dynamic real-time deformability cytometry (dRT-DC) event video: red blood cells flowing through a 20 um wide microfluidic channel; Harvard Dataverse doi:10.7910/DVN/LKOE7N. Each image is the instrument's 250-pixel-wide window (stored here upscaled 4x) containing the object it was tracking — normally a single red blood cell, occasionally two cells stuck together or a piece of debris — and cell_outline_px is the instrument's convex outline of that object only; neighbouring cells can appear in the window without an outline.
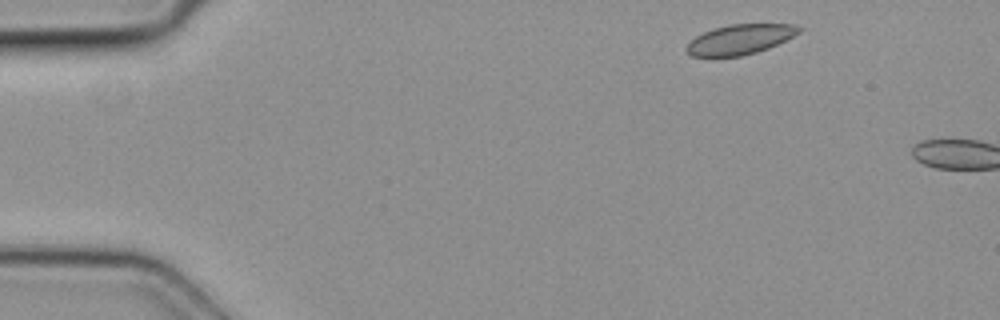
{"species": "common noctule bat (a hibernating species)", "species_latin": "Nyctalus noctula", "temperature_condition": "cold", "stored_images_in_passage": 3, "camera_frame_rate_fps": 3000, "um_per_image_px": 0.085, "animal": {"sex": "female", "body_mass_g": 19.3, "forearm_length_mm": 54.1}, "frame": {"image": 1, "passage_image": 1, "time_ms": 0.0, "image_size_px": [1000, 320], "cell_outline_px": [[804, 28], [800, 32], [768, 48], [756, 52], [740, 56], [692, 56], [684, 48], [696, 36], [704, 32], [728, 24], [792, 24]], "centroid_in_image_um": [62.91, 3.34], "position_along_channel_um": 22.1, "area_um2": 19.31}}